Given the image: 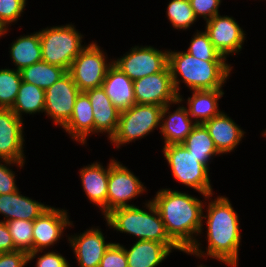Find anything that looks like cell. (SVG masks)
<instances>
[{
  "label": "cell",
  "instance_id": "obj_1",
  "mask_svg": "<svg viewBox=\"0 0 266 267\" xmlns=\"http://www.w3.org/2000/svg\"><path fill=\"white\" fill-rule=\"evenodd\" d=\"M212 195L214 194L204 198L207 200L205 202H208L207 213L206 215L203 214V219L207 221L206 240L208 246L206 251H203L200 246L202 244L197 239L193 247L184 253L195 255L199 259L202 257L216 259L226 266L237 267L239 246L242 240L238 214L228 197L217 196L213 200ZM209 198L212 200H208Z\"/></svg>",
  "mask_w": 266,
  "mask_h": 267
},
{
  "label": "cell",
  "instance_id": "obj_2",
  "mask_svg": "<svg viewBox=\"0 0 266 267\" xmlns=\"http://www.w3.org/2000/svg\"><path fill=\"white\" fill-rule=\"evenodd\" d=\"M204 200L170 188L160 189L151 200L169 237L185 252L189 251L196 237L202 234Z\"/></svg>",
  "mask_w": 266,
  "mask_h": 267
},
{
  "label": "cell",
  "instance_id": "obj_3",
  "mask_svg": "<svg viewBox=\"0 0 266 267\" xmlns=\"http://www.w3.org/2000/svg\"><path fill=\"white\" fill-rule=\"evenodd\" d=\"M168 67L178 96H180L181 81L190 91L222 89L233 68L226 61H205L197 59L186 51L174 52L170 49Z\"/></svg>",
  "mask_w": 266,
  "mask_h": 267
},
{
  "label": "cell",
  "instance_id": "obj_4",
  "mask_svg": "<svg viewBox=\"0 0 266 267\" xmlns=\"http://www.w3.org/2000/svg\"><path fill=\"white\" fill-rule=\"evenodd\" d=\"M147 210L138 206L120 207L104 218L109 228L120 233L132 234L137 240L156 241L165 244L171 251L184 252L170 237L165 224L151 199L144 203Z\"/></svg>",
  "mask_w": 266,
  "mask_h": 267
},
{
  "label": "cell",
  "instance_id": "obj_5",
  "mask_svg": "<svg viewBox=\"0 0 266 267\" xmlns=\"http://www.w3.org/2000/svg\"><path fill=\"white\" fill-rule=\"evenodd\" d=\"M42 61L69 70L74 58L87 46L73 24L39 30Z\"/></svg>",
  "mask_w": 266,
  "mask_h": 267
},
{
  "label": "cell",
  "instance_id": "obj_6",
  "mask_svg": "<svg viewBox=\"0 0 266 267\" xmlns=\"http://www.w3.org/2000/svg\"><path fill=\"white\" fill-rule=\"evenodd\" d=\"M162 150L176 181L199 192L204 198L214 193L209 169L184 144L164 145Z\"/></svg>",
  "mask_w": 266,
  "mask_h": 267
},
{
  "label": "cell",
  "instance_id": "obj_7",
  "mask_svg": "<svg viewBox=\"0 0 266 267\" xmlns=\"http://www.w3.org/2000/svg\"><path fill=\"white\" fill-rule=\"evenodd\" d=\"M162 108L154 104H134L121 111L117 130L110 139L111 144L114 143L119 149L121 145L146 137L157 127L160 129Z\"/></svg>",
  "mask_w": 266,
  "mask_h": 267
},
{
  "label": "cell",
  "instance_id": "obj_8",
  "mask_svg": "<svg viewBox=\"0 0 266 267\" xmlns=\"http://www.w3.org/2000/svg\"><path fill=\"white\" fill-rule=\"evenodd\" d=\"M101 49L92 41L74 58L67 71L81 92L101 87L108 68L113 64Z\"/></svg>",
  "mask_w": 266,
  "mask_h": 267
},
{
  "label": "cell",
  "instance_id": "obj_9",
  "mask_svg": "<svg viewBox=\"0 0 266 267\" xmlns=\"http://www.w3.org/2000/svg\"><path fill=\"white\" fill-rule=\"evenodd\" d=\"M113 64L132 81L163 71L168 66V50H159L153 46H132Z\"/></svg>",
  "mask_w": 266,
  "mask_h": 267
},
{
  "label": "cell",
  "instance_id": "obj_10",
  "mask_svg": "<svg viewBox=\"0 0 266 267\" xmlns=\"http://www.w3.org/2000/svg\"><path fill=\"white\" fill-rule=\"evenodd\" d=\"M146 187L134 175L131 170L115 159L110 160L108 191H107V214L120 207L135 206L129 204L132 199L143 195Z\"/></svg>",
  "mask_w": 266,
  "mask_h": 267
},
{
  "label": "cell",
  "instance_id": "obj_11",
  "mask_svg": "<svg viewBox=\"0 0 266 267\" xmlns=\"http://www.w3.org/2000/svg\"><path fill=\"white\" fill-rule=\"evenodd\" d=\"M136 104H154L165 106L179 105L185 100L174 90L169 67L153 75L133 81Z\"/></svg>",
  "mask_w": 266,
  "mask_h": 267
},
{
  "label": "cell",
  "instance_id": "obj_12",
  "mask_svg": "<svg viewBox=\"0 0 266 267\" xmlns=\"http://www.w3.org/2000/svg\"><path fill=\"white\" fill-rule=\"evenodd\" d=\"M81 91L67 72L45 90L44 113L63 128L71 118L75 100Z\"/></svg>",
  "mask_w": 266,
  "mask_h": 267
},
{
  "label": "cell",
  "instance_id": "obj_13",
  "mask_svg": "<svg viewBox=\"0 0 266 267\" xmlns=\"http://www.w3.org/2000/svg\"><path fill=\"white\" fill-rule=\"evenodd\" d=\"M204 31L215 49L226 59L229 55L239 54L246 39V34L236 19L221 16L220 13L206 21Z\"/></svg>",
  "mask_w": 266,
  "mask_h": 267
},
{
  "label": "cell",
  "instance_id": "obj_14",
  "mask_svg": "<svg viewBox=\"0 0 266 267\" xmlns=\"http://www.w3.org/2000/svg\"><path fill=\"white\" fill-rule=\"evenodd\" d=\"M67 211L50 206L33 221V251L54 246L63 237L66 228L74 226Z\"/></svg>",
  "mask_w": 266,
  "mask_h": 267
},
{
  "label": "cell",
  "instance_id": "obj_15",
  "mask_svg": "<svg viewBox=\"0 0 266 267\" xmlns=\"http://www.w3.org/2000/svg\"><path fill=\"white\" fill-rule=\"evenodd\" d=\"M23 126L12 109L0 108V159L25 162Z\"/></svg>",
  "mask_w": 266,
  "mask_h": 267
},
{
  "label": "cell",
  "instance_id": "obj_16",
  "mask_svg": "<svg viewBox=\"0 0 266 267\" xmlns=\"http://www.w3.org/2000/svg\"><path fill=\"white\" fill-rule=\"evenodd\" d=\"M68 241L80 267H99L106 250L113 242H106L101 229L89 228L79 235H71Z\"/></svg>",
  "mask_w": 266,
  "mask_h": 267
},
{
  "label": "cell",
  "instance_id": "obj_17",
  "mask_svg": "<svg viewBox=\"0 0 266 267\" xmlns=\"http://www.w3.org/2000/svg\"><path fill=\"white\" fill-rule=\"evenodd\" d=\"M84 93L92 105L94 134L106 133L110 140L117 130L120 111L112 104L102 86L86 90Z\"/></svg>",
  "mask_w": 266,
  "mask_h": 267
},
{
  "label": "cell",
  "instance_id": "obj_18",
  "mask_svg": "<svg viewBox=\"0 0 266 267\" xmlns=\"http://www.w3.org/2000/svg\"><path fill=\"white\" fill-rule=\"evenodd\" d=\"M80 178L83 191L93 205L98 206L103 217L107 215V191L109 164L107 168L100 162H93L80 169Z\"/></svg>",
  "mask_w": 266,
  "mask_h": 267
},
{
  "label": "cell",
  "instance_id": "obj_19",
  "mask_svg": "<svg viewBox=\"0 0 266 267\" xmlns=\"http://www.w3.org/2000/svg\"><path fill=\"white\" fill-rule=\"evenodd\" d=\"M170 105L172 106V104H168L162 108L159 131L163 136L164 145L182 144L196 123L192 121L183 104L179 105L173 113L169 110Z\"/></svg>",
  "mask_w": 266,
  "mask_h": 267
},
{
  "label": "cell",
  "instance_id": "obj_20",
  "mask_svg": "<svg viewBox=\"0 0 266 267\" xmlns=\"http://www.w3.org/2000/svg\"><path fill=\"white\" fill-rule=\"evenodd\" d=\"M203 125L222 155L236 149L245 134V131L223 111Z\"/></svg>",
  "mask_w": 266,
  "mask_h": 267
},
{
  "label": "cell",
  "instance_id": "obj_21",
  "mask_svg": "<svg viewBox=\"0 0 266 267\" xmlns=\"http://www.w3.org/2000/svg\"><path fill=\"white\" fill-rule=\"evenodd\" d=\"M50 206L24 196L19 190L0 194V214L4 222L16 219L34 221Z\"/></svg>",
  "mask_w": 266,
  "mask_h": 267
},
{
  "label": "cell",
  "instance_id": "obj_22",
  "mask_svg": "<svg viewBox=\"0 0 266 267\" xmlns=\"http://www.w3.org/2000/svg\"><path fill=\"white\" fill-rule=\"evenodd\" d=\"M102 87L120 112L136 104L133 81L114 64L108 68Z\"/></svg>",
  "mask_w": 266,
  "mask_h": 267
},
{
  "label": "cell",
  "instance_id": "obj_23",
  "mask_svg": "<svg viewBox=\"0 0 266 267\" xmlns=\"http://www.w3.org/2000/svg\"><path fill=\"white\" fill-rule=\"evenodd\" d=\"M73 141L81 145L87 143V137L94 134V118L91 102L84 92L75 100L73 112L68 123L63 127Z\"/></svg>",
  "mask_w": 266,
  "mask_h": 267
},
{
  "label": "cell",
  "instance_id": "obj_24",
  "mask_svg": "<svg viewBox=\"0 0 266 267\" xmlns=\"http://www.w3.org/2000/svg\"><path fill=\"white\" fill-rule=\"evenodd\" d=\"M122 246L128 267H157L172 252L165 244L149 240H136L130 249Z\"/></svg>",
  "mask_w": 266,
  "mask_h": 267
},
{
  "label": "cell",
  "instance_id": "obj_25",
  "mask_svg": "<svg viewBox=\"0 0 266 267\" xmlns=\"http://www.w3.org/2000/svg\"><path fill=\"white\" fill-rule=\"evenodd\" d=\"M222 89L192 90V95L187 99L186 109L189 116L196 124H204L219 115L218 101L223 97Z\"/></svg>",
  "mask_w": 266,
  "mask_h": 267
},
{
  "label": "cell",
  "instance_id": "obj_26",
  "mask_svg": "<svg viewBox=\"0 0 266 267\" xmlns=\"http://www.w3.org/2000/svg\"><path fill=\"white\" fill-rule=\"evenodd\" d=\"M10 57L16 70L42 61L39 31L16 38L9 47Z\"/></svg>",
  "mask_w": 266,
  "mask_h": 267
},
{
  "label": "cell",
  "instance_id": "obj_27",
  "mask_svg": "<svg viewBox=\"0 0 266 267\" xmlns=\"http://www.w3.org/2000/svg\"><path fill=\"white\" fill-rule=\"evenodd\" d=\"M182 144L208 169L210 160L214 156L221 155L203 124H196Z\"/></svg>",
  "mask_w": 266,
  "mask_h": 267
},
{
  "label": "cell",
  "instance_id": "obj_28",
  "mask_svg": "<svg viewBox=\"0 0 266 267\" xmlns=\"http://www.w3.org/2000/svg\"><path fill=\"white\" fill-rule=\"evenodd\" d=\"M45 106V90L24 81L21 82L16 100L12 106V111L23 119L22 114L43 113Z\"/></svg>",
  "mask_w": 266,
  "mask_h": 267
},
{
  "label": "cell",
  "instance_id": "obj_29",
  "mask_svg": "<svg viewBox=\"0 0 266 267\" xmlns=\"http://www.w3.org/2000/svg\"><path fill=\"white\" fill-rule=\"evenodd\" d=\"M20 72L22 81L46 90L64 76L67 70L60 66L40 61L23 68Z\"/></svg>",
  "mask_w": 266,
  "mask_h": 267
},
{
  "label": "cell",
  "instance_id": "obj_30",
  "mask_svg": "<svg viewBox=\"0 0 266 267\" xmlns=\"http://www.w3.org/2000/svg\"><path fill=\"white\" fill-rule=\"evenodd\" d=\"M22 82L21 72L16 69H0V108L11 109Z\"/></svg>",
  "mask_w": 266,
  "mask_h": 267
},
{
  "label": "cell",
  "instance_id": "obj_31",
  "mask_svg": "<svg viewBox=\"0 0 266 267\" xmlns=\"http://www.w3.org/2000/svg\"><path fill=\"white\" fill-rule=\"evenodd\" d=\"M5 223L12 237L15 251L27 254L33 252V221L16 219Z\"/></svg>",
  "mask_w": 266,
  "mask_h": 267
},
{
  "label": "cell",
  "instance_id": "obj_32",
  "mask_svg": "<svg viewBox=\"0 0 266 267\" xmlns=\"http://www.w3.org/2000/svg\"><path fill=\"white\" fill-rule=\"evenodd\" d=\"M167 17L173 28L186 30L197 21L189 0H171L167 6Z\"/></svg>",
  "mask_w": 266,
  "mask_h": 267
},
{
  "label": "cell",
  "instance_id": "obj_33",
  "mask_svg": "<svg viewBox=\"0 0 266 267\" xmlns=\"http://www.w3.org/2000/svg\"><path fill=\"white\" fill-rule=\"evenodd\" d=\"M192 37L186 52L197 59L205 61H227V59L215 49L205 31L197 30Z\"/></svg>",
  "mask_w": 266,
  "mask_h": 267
},
{
  "label": "cell",
  "instance_id": "obj_34",
  "mask_svg": "<svg viewBox=\"0 0 266 267\" xmlns=\"http://www.w3.org/2000/svg\"><path fill=\"white\" fill-rule=\"evenodd\" d=\"M27 0H0V19L8 26L19 20L26 7Z\"/></svg>",
  "mask_w": 266,
  "mask_h": 267
},
{
  "label": "cell",
  "instance_id": "obj_35",
  "mask_svg": "<svg viewBox=\"0 0 266 267\" xmlns=\"http://www.w3.org/2000/svg\"><path fill=\"white\" fill-rule=\"evenodd\" d=\"M12 164L20 167L21 169L22 167H24L25 162L16 163L0 159V194H9L19 190L16 185L15 172L10 169V166Z\"/></svg>",
  "mask_w": 266,
  "mask_h": 267
},
{
  "label": "cell",
  "instance_id": "obj_36",
  "mask_svg": "<svg viewBox=\"0 0 266 267\" xmlns=\"http://www.w3.org/2000/svg\"><path fill=\"white\" fill-rule=\"evenodd\" d=\"M99 267H128L123 246L120 243H112L101 259Z\"/></svg>",
  "mask_w": 266,
  "mask_h": 267
},
{
  "label": "cell",
  "instance_id": "obj_37",
  "mask_svg": "<svg viewBox=\"0 0 266 267\" xmlns=\"http://www.w3.org/2000/svg\"><path fill=\"white\" fill-rule=\"evenodd\" d=\"M40 252L42 253L43 250L33 251L29 253L28 263H30L36 256H38L35 267H70L68 260L65 259V257L60 253L49 251L39 256Z\"/></svg>",
  "mask_w": 266,
  "mask_h": 267
},
{
  "label": "cell",
  "instance_id": "obj_38",
  "mask_svg": "<svg viewBox=\"0 0 266 267\" xmlns=\"http://www.w3.org/2000/svg\"><path fill=\"white\" fill-rule=\"evenodd\" d=\"M193 12L198 19L199 17L208 21L215 15L219 14V7L222 0H189Z\"/></svg>",
  "mask_w": 266,
  "mask_h": 267
},
{
  "label": "cell",
  "instance_id": "obj_39",
  "mask_svg": "<svg viewBox=\"0 0 266 267\" xmlns=\"http://www.w3.org/2000/svg\"><path fill=\"white\" fill-rule=\"evenodd\" d=\"M28 254L22 251L0 253V267H25Z\"/></svg>",
  "mask_w": 266,
  "mask_h": 267
},
{
  "label": "cell",
  "instance_id": "obj_40",
  "mask_svg": "<svg viewBox=\"0 0 266 267\" xmlns=\"http://www.w3.org/2000/svg\"><path fill=\"white\" fill-rule=\"evenodd\" d=\"M15 251L14 243L6 223L0 220V253Z\"/></svg>",
  "mask_w": 266,
  "mask_h": 267
},
{
  "label": "cell",
  "instance_id": "obj_41",
  "mask_svg": "<svg viewBox=\"0 0 266 267\" xmlns=\"http://www.w3.org/2000/svg\"><path fill=\"white\" fill-rule=\"evenodd\" d=\"M7 32H9V29L6 27V25L0 19V37L7 34Z\"/></svg>",
  "mask_w": 266,
  "mask_h": 267
},
{
  "label": "cell",
  "instance_id": "obj_42",
  "mask_svg": "<svg viewBox=\"0 0 266 267\" xmlns=\"http://www.w3.org/2000/svg\"><path fill=\"white\" fill-rule=\"evenodd\" d=\"M261 134H262V136L266 137V129Z\"/></svg>",
  "mask_w": 266,
  "mask_h": 267
},
{
  "label": "cell",
  "instance_id": "obj_43",
  "mask_svg": "<svg viewBox=\"0 0 266 267\" xmlns=\"http://www.w3.org/2000/svg\"><path fill=\"white\" fill-rule=\"evenodd\" d=\"M198 267H206L205 265L200 264Z\"/></svg>",
  "mask_w": 266,
  "mask_h": 267
}]
</instances>
